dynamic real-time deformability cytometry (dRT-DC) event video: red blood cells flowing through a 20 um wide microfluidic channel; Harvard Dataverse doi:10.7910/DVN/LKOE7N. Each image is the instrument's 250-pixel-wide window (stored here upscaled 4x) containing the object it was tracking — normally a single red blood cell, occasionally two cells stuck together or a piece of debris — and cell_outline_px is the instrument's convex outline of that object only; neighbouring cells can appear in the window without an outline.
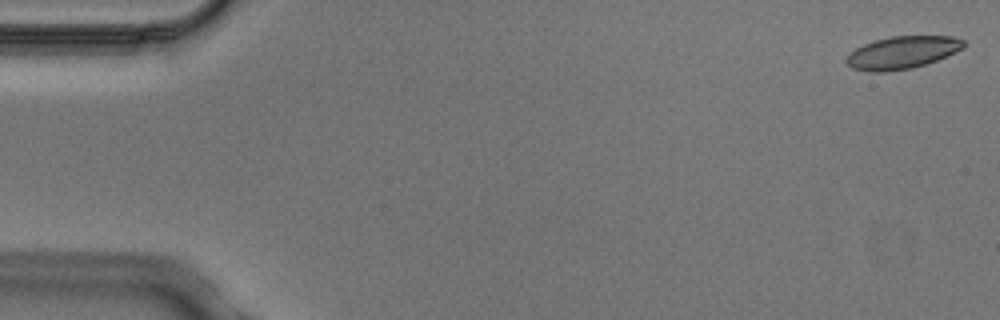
{"species": "Egyptian fruit bat (a non-hibernating species)", "species_latin": "Rousettus aegyptiacus", "temperature_condition": "cold", "stored_images_in_passage": 6, "camera_frame_rate_fps": 3000, "um_per_image_px": 0.085, "animal": {"sex": "male"}, "frame": {"image": 1, "passage_image": 1, "time_ms": 0.0, "image_size_px": [1000, 320], "cell_outline_px": [[964, 48], [956, 52], [936, 60], [912, 68], [884, 72], [872, 72], [852, 68], [844, 60], [856, 48], [864, 44], [876, 40], [892, 36], [952, 36], [964, 40]], "centroid_in_image_um": [76.7, 4.46], "position_along_channel_um": 8.3, "area_um2": 22.02}}
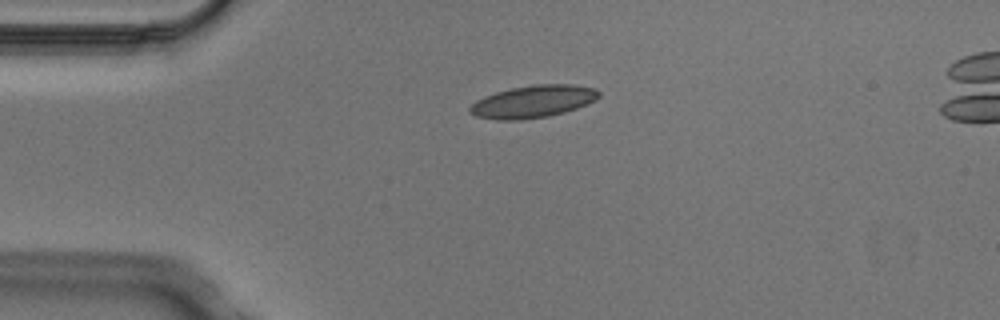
{"frame": {"image": 2, "passage_image": 4, "time_ms": 1.0, "image_size_px": [1000, 320], "cell_outline_px": [[600, 96], [596, 100], [588, 104], [564, 112], [548, 116], [520, 120], [496, 120], [476, 116], [468, 112], [468, 108], [476, 100], [484, 96], [496, 92], [512, 88], [536, 84], [572, 84], [596, 88], [600, 92]], "centroid_in_image_um": [45.31, 8.63], "position_along_channel_um": 39.7, "area_um2": 24.45}}